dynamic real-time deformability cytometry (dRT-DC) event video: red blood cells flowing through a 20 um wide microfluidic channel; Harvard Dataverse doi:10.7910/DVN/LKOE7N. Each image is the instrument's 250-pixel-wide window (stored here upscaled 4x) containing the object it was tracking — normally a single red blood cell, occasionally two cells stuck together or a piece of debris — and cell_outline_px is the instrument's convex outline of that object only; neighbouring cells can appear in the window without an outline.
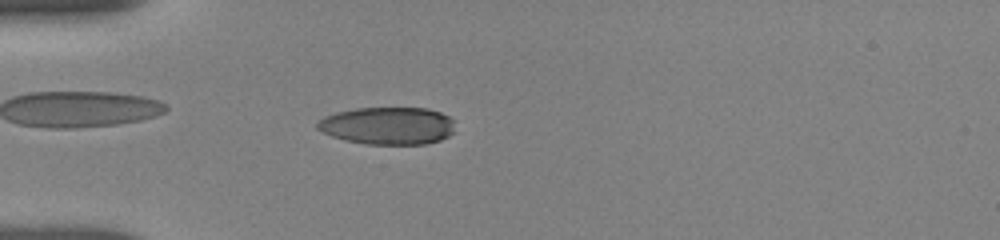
{"species": "human", "species_latin": "Homo sapiens", "temperature_condition": "room temperature", "stored_images_in_passage": 32, "camera_frame_rate_fps": 3000, "um_per_image_px": 0.085, "donor": {"sex": "female"}, "frame": {"image": 1, "passage_image": 5, "time_ms": 3.333, "image_size_px": [1000, 240], "cell_outline_px": [[456, 132], [440, 140], [424, 144], [368, 144], [344, 140], [332, 136], [316, 128], [316, 124], [324, 116], [336, 112], [356, 108], [428, 108], [440, 112], [456, 120]], "centroid_in_image_um": [33.02, 10.68], "position_along_channel_um": 52.0, "area_um2": 30.4}}
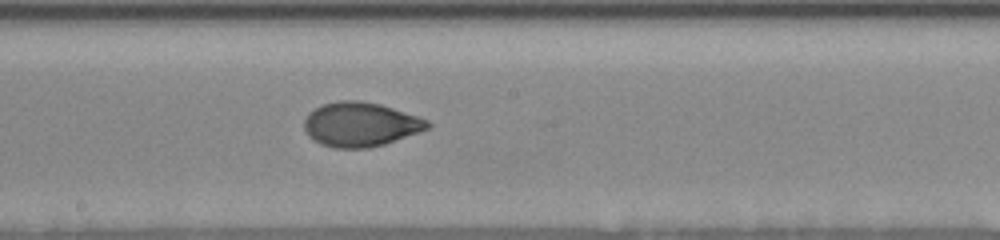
{"frame": {"image": 2, "passage_image": 17, "time_ms": 8.0, "image_size_px": [1000, 240], "cell_outline_px": [[432, 124], [428, 128], [420, 132], [384, 144], [368, 148], [332, 148], [320, 144], [312, 140], [308, 136], [304, 128], [304, 120], [308, 112], [324, 104], [340, 100], [360, 100], [380, 104], [428, 120]], "centroid_in_image_um": [30.61, 10.58], "position_along_channel_um": 217.6, "area_um2": 31.91}}
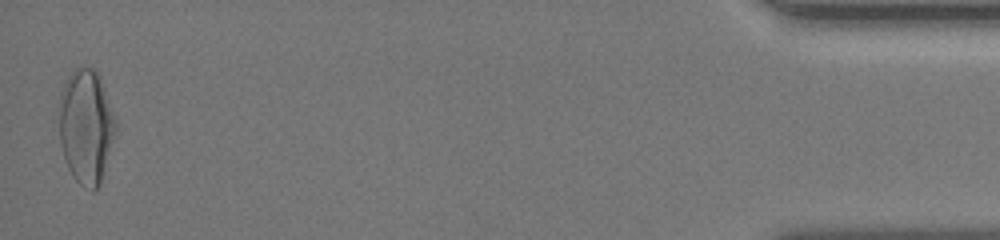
{"frame": {"image": 3, "passage_image": 32, "time_ms": 15.667, "image_size_px": [1000, 240], "cell_outline_px": [[116, 132], [100, 184], [92, 192], [80, 184], [76, 180], [68, 168], [60, 144], [60, 96], [64, 84], [72, 68], [96, 68], [100, 76], [116, 120]], "centroid_in_image_um": [7.33, 10.73], "position_along_channel_um": 427.9, "area_um2": 37.57}, "authors_computed_cell_mechanics": {"area_um2": 31.6455, "velocity_mm_per_s": 3.8279, "shape_relaxation_time_tau1_ms": 4.1718, "shape_relaxation_time_tau2_ms": 0.9104, "deformation_change_tau1": 0.1881, "deformation_change_tau2": 0.0365}}